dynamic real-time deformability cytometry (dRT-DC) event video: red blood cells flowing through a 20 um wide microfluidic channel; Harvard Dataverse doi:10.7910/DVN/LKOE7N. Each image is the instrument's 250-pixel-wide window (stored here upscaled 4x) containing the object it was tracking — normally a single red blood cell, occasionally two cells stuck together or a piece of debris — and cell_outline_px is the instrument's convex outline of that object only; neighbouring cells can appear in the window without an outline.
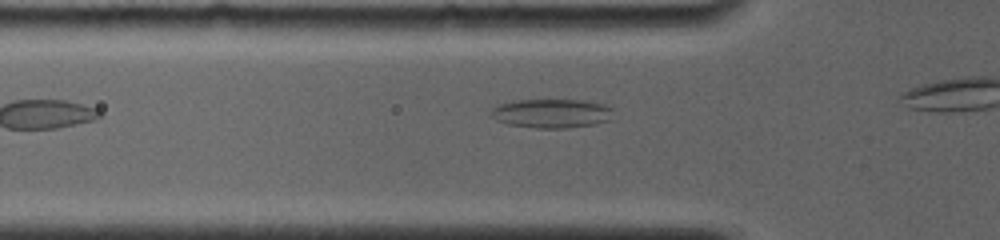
{"species": "common noctule bat (a hibernating species)", "species_latin": "Nyctalus noctula", "temperature_condition": "room temperature", "stored_images_in_passage": 6, "camera_frame_rate_fps": 4000, "um_per_image_px": 0.085, "animal": {"sex": "female", "body_mass_g": 19.0, "forearm_length_mm": 56.7}, "frame": {"image": 1, "passage_image": 3, "time_ms": 1.0, "image_size_px": [1000, 240], "cell_outline_px": [[612, 108], [608, 120], [596, 124], [568, 128], [536, 128], [508, 124], [496, 120], [492, 116], [492, 108], [500, 104], [516, 100], [584, 100], [604, 104]], "centroid_in_image_um": [46.88, 9.64], "position_along_channel_um": 78.9, "area_um2": 20.52}}
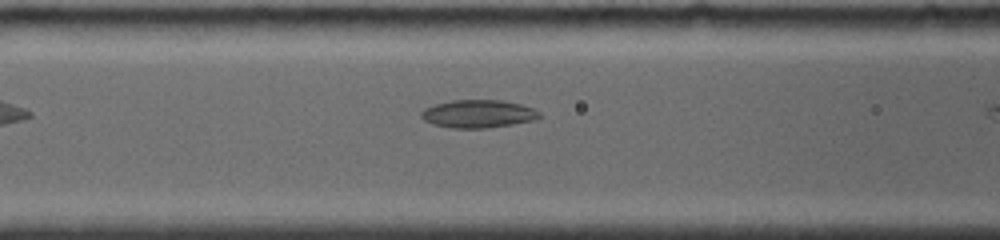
{"frame": {"image": 2, "passage_image": 5, "time_ms": 2.25, "image_size_px": [1000, 240], "cell_outline_px": [[540, 116], [532, 120], [512, 124], [488, 128], [452, 128], [432, 124], [424, 120], [420, 116], [420, 112], [424, 108], [436, 104], [452, 100], [500, 100], [520, 104], [532, 108], [540, 112]], "centroid_in_image_um": [40.6, 9.68], "position_along_channel_um": 126.0, "area_um2": 19.13}}